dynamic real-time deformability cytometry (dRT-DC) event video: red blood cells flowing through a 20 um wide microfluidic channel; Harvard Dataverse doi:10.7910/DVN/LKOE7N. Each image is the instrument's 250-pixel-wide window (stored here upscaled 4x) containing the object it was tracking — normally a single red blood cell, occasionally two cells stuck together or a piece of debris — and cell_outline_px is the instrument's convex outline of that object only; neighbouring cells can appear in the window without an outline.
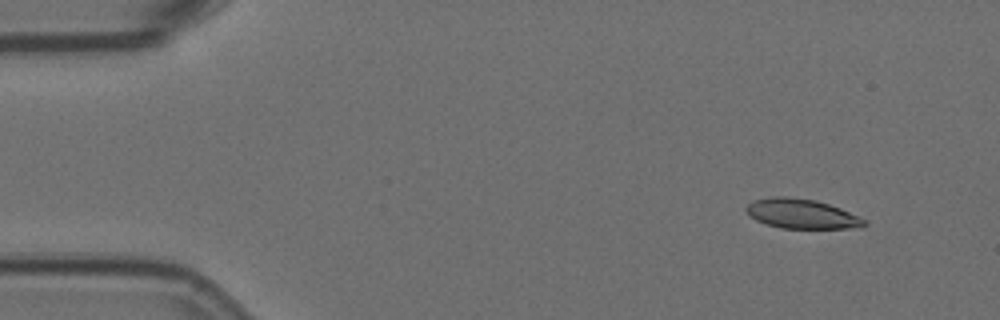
{"species": "Egyptian fruit bat (a non-hibernating species)", "species_latin": "Rousettus aegyptiacus", "temperature_condition": "room temperature", "stored_images_in_passage": 53, "camera_frame_rate_fps": 3000, "um_per_image_px": 0.085, "animal": {"sex": "female"}, "frame": {"image": 1, "passage_image": 1, "time_ms": 0.0, "image_size_px": [1000, 320], "cell_outline_px": [[868, 224], [860, 228], [780, 228], [764, 224], [748, 216], [744, 208], [748, 204], [756, 200], [772, 196], [788, 196], [816, 200], [840, 208], [868, 220]], "centroid_in_image_um": [68.14, 18.18], "position_along_channel_um": 16.9, "area_um2": 20.63}}
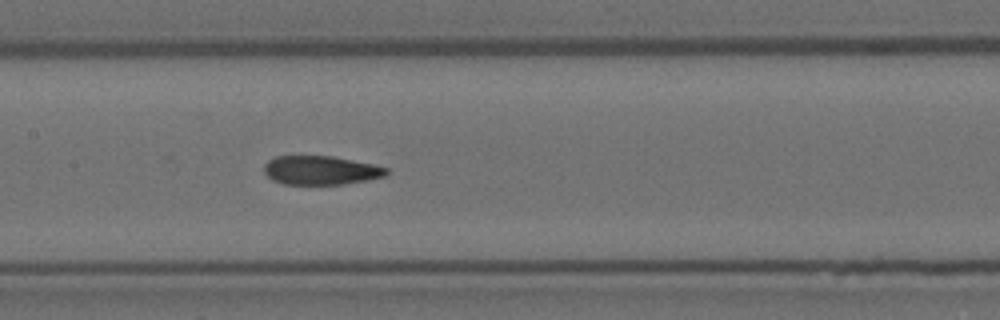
{"frame": {"image": 2, "passage_image": 23, "time_ms": 7.333, "image_size_px": [1000, 320], "cell_outline_px": [[388, 172], [384, 176], [344, 184], [284, 184], [272, 180], [264, 172], [264, 164], [268, 160], [276, 156], [332, 156], [372, 164], [388, 168]], "centroid_in_image_um": [27.22, 14.47], "position_along_channel_um": 180.2, "area_um2": 20.4}}
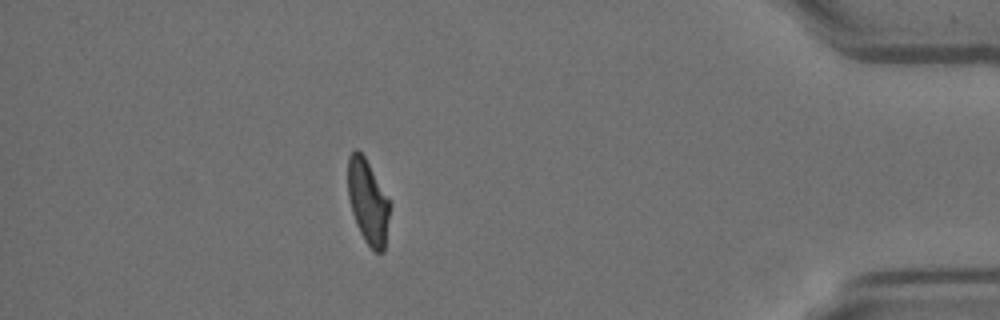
{"frame": {"image": 3, "passage_image": 46, "time_ms": 15.0, "image_size_px": [1000, 320], "cell_outline_px": [[388, 220], [384, 252], [376, 252], [364, 240], [356, 224], [352, 212], [348, 196], [348, 156], [356, 148], [364, 156], [388, 200]], "centroid_in_image_um": [31.23, 17.16], "position_along_channel_um": 404.0, "area_um2": 19.88}, "authors_computed_cell_mechanics": {"area_um2": 21.675, "velocity_mm_per_s": 3.5509, "shape_relaxation_time_tau1_ms": null, "shape_relaxation_time_tau2_ms": 2.9923, "deformation_change_tau1": null, "deformation_change_tau2": 0.0964}}